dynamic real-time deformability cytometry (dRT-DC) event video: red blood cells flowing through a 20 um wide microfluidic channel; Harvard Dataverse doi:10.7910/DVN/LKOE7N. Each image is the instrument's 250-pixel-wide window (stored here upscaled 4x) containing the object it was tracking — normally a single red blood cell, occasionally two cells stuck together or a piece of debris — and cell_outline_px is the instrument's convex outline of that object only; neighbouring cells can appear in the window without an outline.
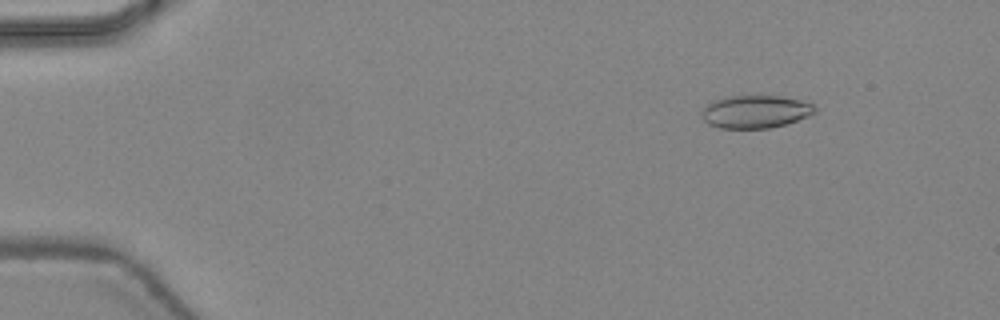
{"species": "common noctule bat (a hibernating species)", "species_latin": "Nyctalus noctula", "temperature_condition": "warm", "stored_images_in_passage": 13, "camera_frame_rate_fps": 3000, "um_per_image_px": 0.085, "animal": {"sex": "female", "body_mass_g": 24.6, "forearm_length_mm": 56.2}, "frame": {"image": 1, "passage_image": 6, "time_ms": 1.667, "image_size_px": [1000, 320], "cell_outline_px": [[816, 112], [812, 116], [784, 124], [768, 128], [720, 128], [708, 124], [704, 120], [700, 112], [712, 100], [724, 96], [780, 96], [800, 100], [812, 104], [816, 108]], "centroid_in_image_um": [64.2, 9.49], "position_along_channel_um": 20.8, "area_um2": 21.73}}